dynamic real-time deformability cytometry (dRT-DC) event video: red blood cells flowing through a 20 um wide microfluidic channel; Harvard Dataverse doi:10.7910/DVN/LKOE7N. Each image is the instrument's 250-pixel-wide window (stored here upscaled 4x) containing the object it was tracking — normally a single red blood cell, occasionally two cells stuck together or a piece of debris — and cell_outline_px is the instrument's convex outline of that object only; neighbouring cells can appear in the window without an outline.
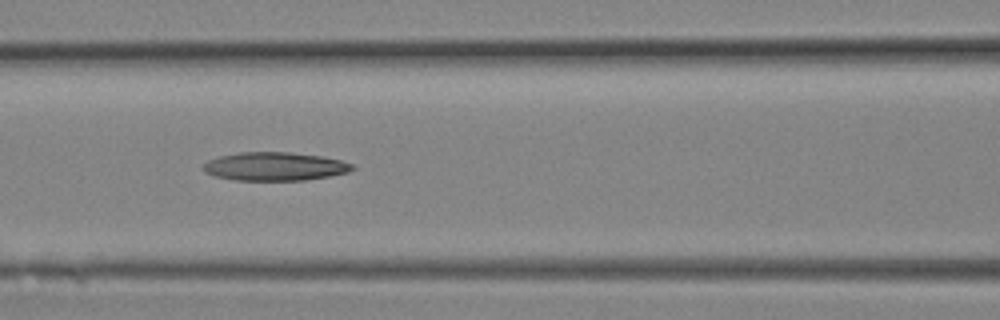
{"species": "Egyptian fruit bat (a non-hibernating species)", "species_latin": "Rousettus aegyptiacus", "temperature_condition": "room temperature", "stored_images_in_passage": 10, "camera_frame_rate_fps": 3000, "um_per_image_px": 0.085, "animal": {"sex": "female"}, "frame": {"image": 1, "passage_image": 9, "time_ms": 2.667, "image_size_px": [1000, 320], "cell_outline_px": [[356, 168], [348, 172], [328, 176], [304, 180], [236, 180], [216, 176], [204, 172], [204, 164], [208, 160], [220, 156], [240, 152], [292, 152], [324, 156], [340, 160], [352, 164]], "centroid_in_image_um": [23.38, 14.14], "position_along_channel_um": 143.2, "area_um2": 24.62}}
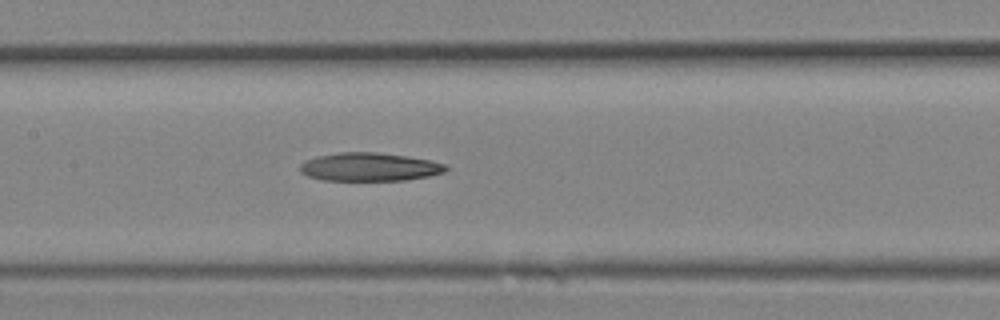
{"frame": {"image": 2, "passage_image": 10, "time_ms": 3.0, "image_size_px": [1000, 320], "cell_outline_px": [[448, 168], [444, 172], [428, 176], [408, 180], [320, 180], [308, 176], [300, 172], [300, 164], [304, 160], [316, 156], [340, 152], [376, 152], [432, 160], [448, 164]], "centroid_in_image_um": [31.4, 14.19], "position_along_channel_um": 176.0, "area_um2": 24.22}}